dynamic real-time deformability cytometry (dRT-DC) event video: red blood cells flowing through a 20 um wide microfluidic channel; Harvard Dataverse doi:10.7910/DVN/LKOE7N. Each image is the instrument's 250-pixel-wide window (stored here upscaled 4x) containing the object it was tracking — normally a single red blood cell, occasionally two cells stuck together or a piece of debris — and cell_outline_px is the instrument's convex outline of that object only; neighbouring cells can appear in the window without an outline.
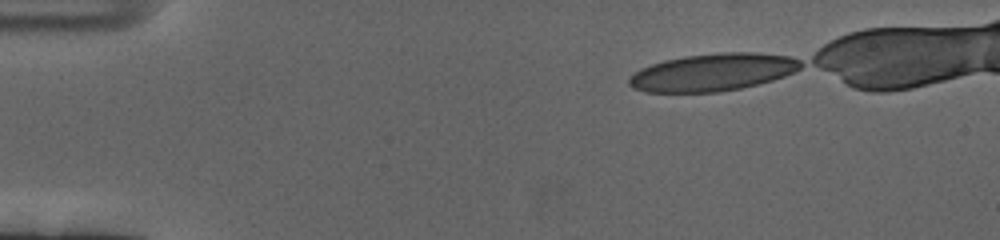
{"species": "human", "species_latin": "Homo sapiens", "temperature_condition": "cold", "stored_images_in_passage": 2, "camera_frame_rate_fps": 3000, "um_per_image_px": 0.085, "donor": {"sex": "female"}, "frame": {"image": 1, "passage_image": 1, "time_ms": 0.0, "image_size_px": [1000, 240], "cell_outline_px": [[800, 64], [796, 68], [780, 76], [752, 84], [732, 88], [704, 92], [656, 92], [640, 88], [632, 84], [632, 76], [656, 64], [672, 60], [696, 56], [780, 56], [796, 60]], "centroid_in_image_um": [60.49, 6.21], "position_along_channel_um": 24.5, "area_um2": 32.48}}